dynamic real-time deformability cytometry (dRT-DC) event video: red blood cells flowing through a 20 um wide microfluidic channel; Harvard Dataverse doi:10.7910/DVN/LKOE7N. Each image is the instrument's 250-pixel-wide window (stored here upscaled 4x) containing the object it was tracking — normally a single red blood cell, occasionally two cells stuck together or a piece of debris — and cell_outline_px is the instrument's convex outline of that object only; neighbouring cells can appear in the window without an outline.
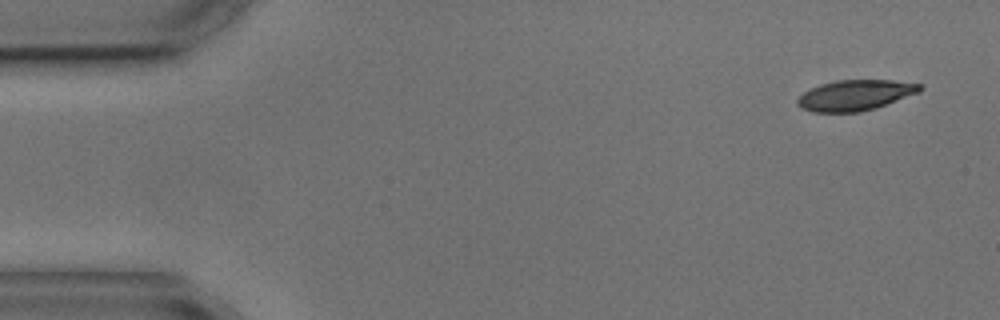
{"species": "common noctule bat (a hibernating species)", "species_latin": "Nyctalus noctula", "temperature_condition": "cold", "stored_images_in_passage": 3, "camera_frame_rate_fps": 3000, "um_per_image_px": 0.085, "animal": {"sex": "male", "body_mass_g": 17.9, "forearm_length_mm": 54.2}, "frame": {"image": 1, "passage_image": 1, "time_ms": 0.0, "image_size_px": [1000, 320], "cell_outline_px": [[924, 88], [920, 92], [876, 108], [860, 112], [812, 112], [796, 104], [796, 100], [804, 92], [820, 84], [836, 80], [892, 80], [920, 84]], "centroid_in_image_um": [72.71, 8.09], "position_along_channel_um": 12.3, "area_um2": 21.79}}
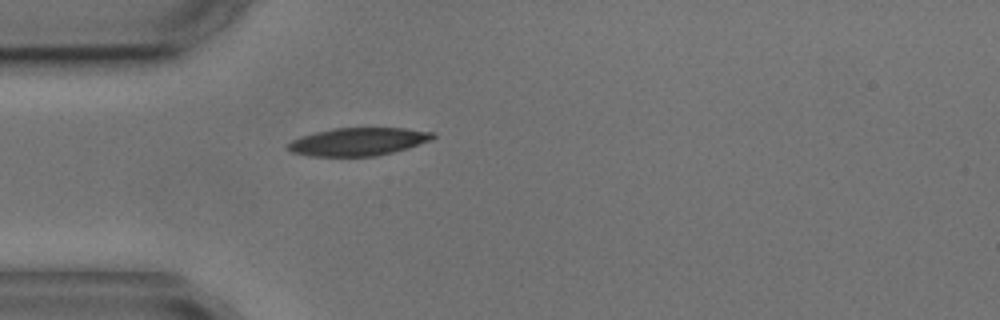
{"frame": {"image": 2, "passage_image": 3, "time_ms": 4.0, "image_size_px": [1000, 320], "cell_outline_px": [[436, 136], [432, 140], [408, 148], [376, 156], [308, 156], [292, 152], [284, 148], [292, 140], [300, 136], [316, 132], [336, 128], [404, 128], [436, 132]], "centroid_in_image_um": [30.46, 12.04], "position_along_channel_um": 54.5, "area_um2": 23.7}}